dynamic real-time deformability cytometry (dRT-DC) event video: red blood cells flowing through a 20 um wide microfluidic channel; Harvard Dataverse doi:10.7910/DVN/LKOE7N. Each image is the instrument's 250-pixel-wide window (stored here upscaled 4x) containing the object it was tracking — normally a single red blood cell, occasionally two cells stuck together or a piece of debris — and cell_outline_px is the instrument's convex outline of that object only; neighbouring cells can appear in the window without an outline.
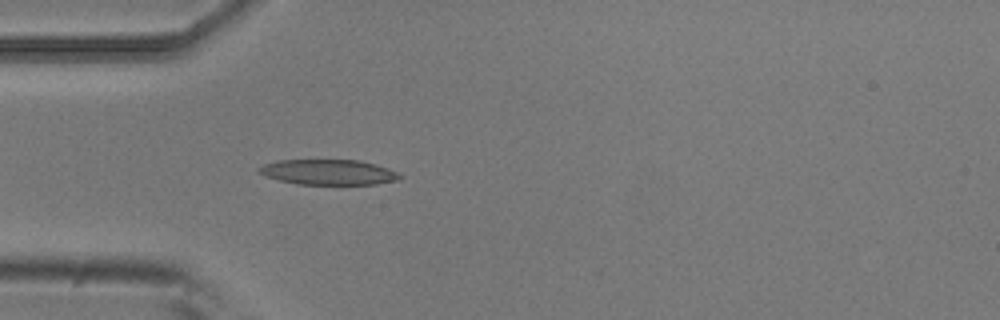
{"species": "common noctule bat (a hibernating species)", "species_latin": "Nyctalus noctula", "temperature_condition": "room temperature", "stored_images_in_passage": 5, "camera_frame_rate_fps": 3000, "um_per_image_px": 0.085, "animal": {"sex": "male", "body_mass_g": 20.5, "forearm_length_mm": 52.5}, "frame": {"image": 1, "passage_image": 5, "time_ms": 1.333, "image_size_px": [1000, 320], "cell_outline_px": [[404, 176], [400, 180], [376, 184], [296, 184], [280, 180], [268, 176], [260, 172], [256, 168], [264, 164], [280, 160], [360, 160], [376, 164], [400, 172]], "centroid_in_image_um": [28.01, 14.63], "position_along_channel_um": 57.0, "area_um2": 20.81}}